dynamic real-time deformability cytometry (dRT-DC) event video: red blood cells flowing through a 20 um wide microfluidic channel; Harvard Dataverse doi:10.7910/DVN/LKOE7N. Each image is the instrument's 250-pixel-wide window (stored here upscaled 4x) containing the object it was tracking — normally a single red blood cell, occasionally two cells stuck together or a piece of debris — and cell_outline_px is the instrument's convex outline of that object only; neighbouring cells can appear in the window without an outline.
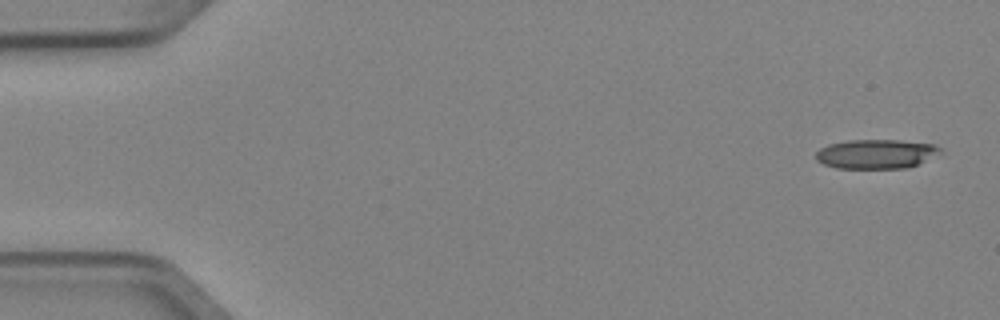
{"species": "Egyptian fruit bat (a non-hibernating species)", "species_latin": "Rousettus aegyptiacus", "temperature_condition": "cold", "stored_images_in_passage": 6, "camera_frame_rate_fps": 3000, "um_per_image_px": 0.085, "animal": {"sex": "female"}, "frame": {"image": 1, "passage_image": 1, "time_ms": 0.0, "image_size_px": [1000, 320], "cell_outline_px": [[944, 152], [908, 168], [836, 168], [824, 164], [816, 160], [816, 152], [820, 148], [828, 144], [848, 140], [900, 140], [936, 144]], "centroid_in_image_um": [74.49, 13.08], "position_along_channel_um": 10.5, "area_um2": 21.39}}
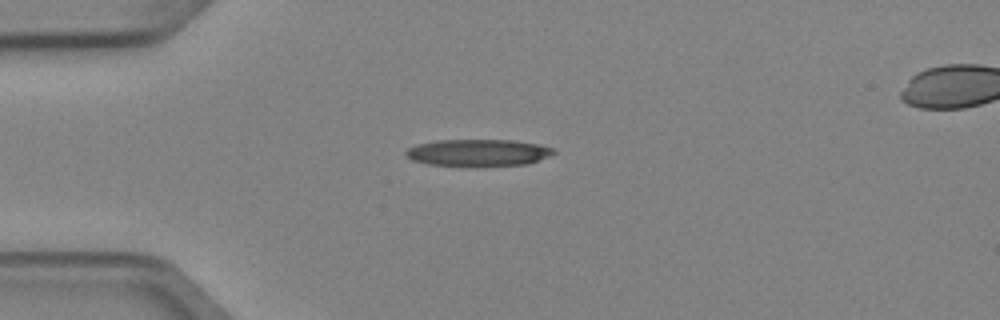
{"frame": {"image": 2, "passage_image": 4, "time_ms": 1.0, "image_size_px": [1000, 320], "cell_outline_px": [[556, 152], [548, 156], [528, 164], [428, 164], [412, 160], [404, 152], [408, 148], [420, 144], [436, 140], [512, 140], [540, 144], [556, 148]], "centroid_in_image_um": [40.69, 12.94], "position_along_channel_um": 44.3, "area_um2": 22.37}}
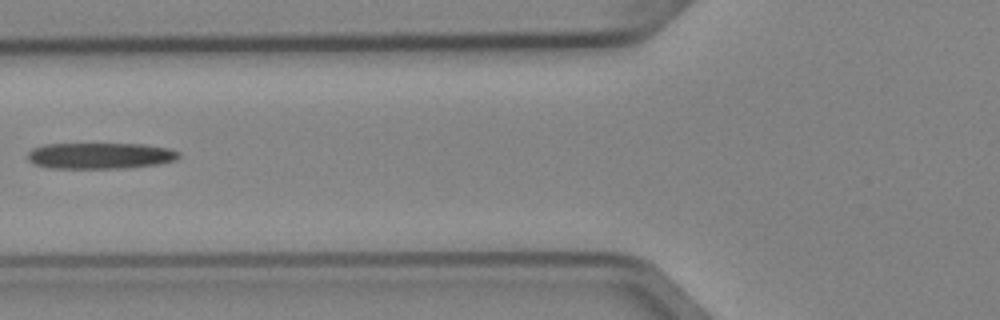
{"frame": {"image": 3, "passage_image": 6, "time_ms": 1.667, "image_size_px": [1000, 320], "cell_outline_px": [[180, 156], [176, 160], [160, 164], [124, 168], [48, 168], [32, 164], [28, 160], [28, 152], [32, 148], [44, 144], [144, 144], [168, 148], [180, 152]], "centroid_in_image_um": [8.5, 13.24], "position_along_channel_um": 117.3, "area_um2": 23.24}}